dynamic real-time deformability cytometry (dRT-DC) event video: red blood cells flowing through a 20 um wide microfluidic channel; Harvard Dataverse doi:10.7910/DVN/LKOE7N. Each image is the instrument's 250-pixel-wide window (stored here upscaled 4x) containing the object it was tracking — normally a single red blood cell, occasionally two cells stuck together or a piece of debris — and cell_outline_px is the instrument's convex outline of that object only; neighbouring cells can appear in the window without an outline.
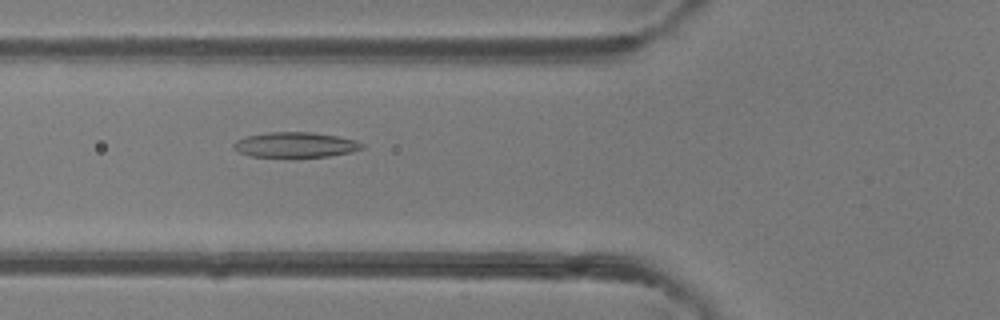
{"species": "common noctule bat (a hibernating species)", "species_latin": "Nyctalus noctula", "temperature_condition": "room temperature", "stored_images_in_passage": 48, "camera_frame_rate_fps": 3000, "um_per_image_px": 0.085, "animal": {"sex": "female"}, "frame": {"image": 1, "passage_image": 18, "time_ms": 5.667, "image_size_px": [1000, 320], "cell_outline_px": [[364, 148], [352, 152], [328, 156], [296, 160], [252, 156], [240, 152], [232, 148], [232, 144], [236, 140], [248, 136], [268, 132], [312, 132], [340, 136], [356, 140], [364, 144]], "centroid_in_image_um": [25.13, 12.35], "position_along_channel_um": 100.7, "area_um2": 19.83}}
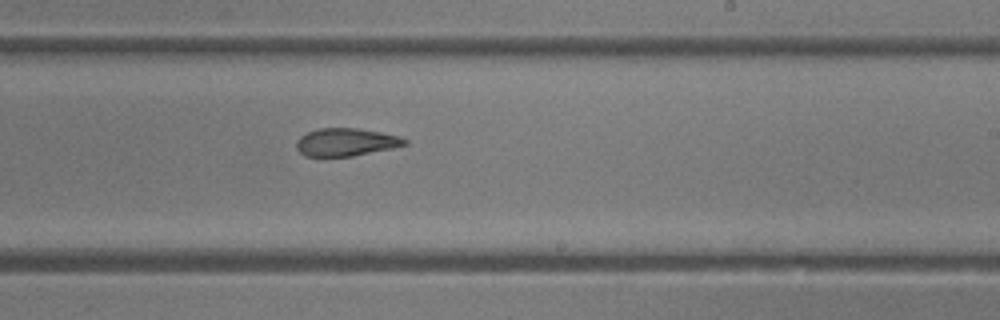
{"frame": {"image": 2, "passage_image": 29, "time_ms": 9.333, "image_size_px": [1000, 320], "cell_outline_px": [[408, 144], [392, 148], [352, 156], [304, 156], [296, 148], [296, 140], [300, 136], [308, 132], [320, 128], [356, 128], [380, 132], [400, 136], [408, 140]], "centroid_in_image_um": [29.4, 12.08], "position_along_channel_um": 259.6, "area_um2": 17.51}}
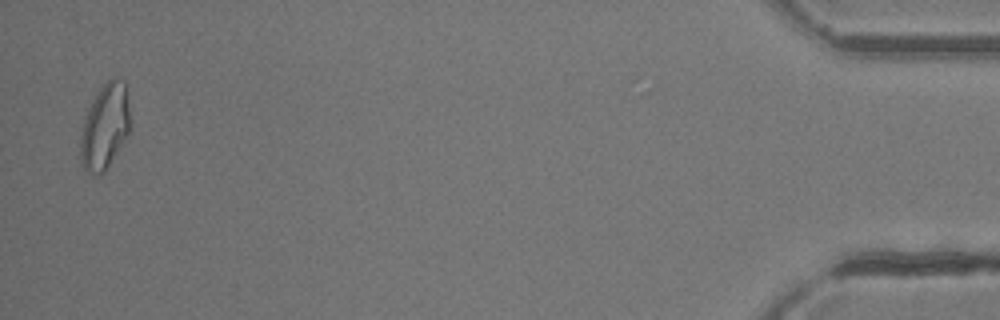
{"frame": {"image": 3, "passage_image": 47, "time_ms": 15.333, "image_size_px": [1000, 320], "cell_outline_px": [[132, 120], [128, 132], [104, 172], [96, 176], [92, 176], [84, 168], [80, 160], [80, 136], [84, 116], [92, 100], [100, 88], [108, 80], [116, 76], [124, 80]], "centroid_in_image_um": [8.91, 10.73], "position_along_channel_um": 426.3, "area_um2": 24.85}, "authors_computed_cell_mechanics": {"area_um2": 20.3167, "velocity_mm_per_s": 4.3237, "shape_relaxation_time_tau1_ms": null, "shape_relaxation_time_tau2_ms": 3.8407, "deformation_change_tau1": null, "deformation_change_tau2": 0.1255}}